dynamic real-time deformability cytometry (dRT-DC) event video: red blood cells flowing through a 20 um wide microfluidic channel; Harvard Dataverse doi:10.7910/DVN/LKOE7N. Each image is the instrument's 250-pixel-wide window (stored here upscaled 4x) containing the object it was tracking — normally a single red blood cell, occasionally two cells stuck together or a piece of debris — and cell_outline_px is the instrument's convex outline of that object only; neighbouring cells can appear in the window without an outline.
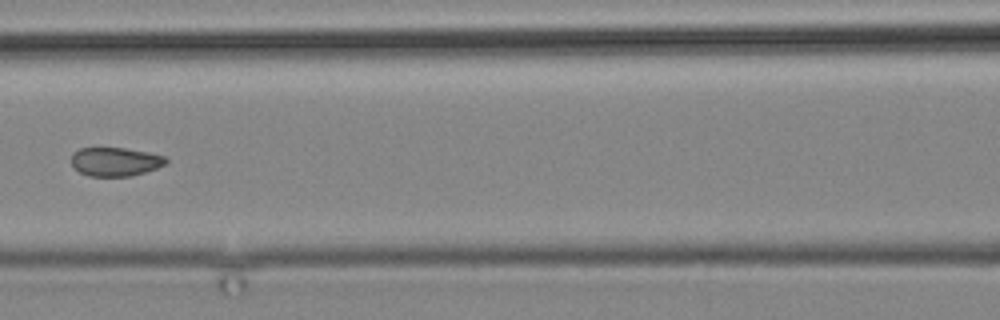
{"species": "common noctule bat (a hibernating species)", "species_latin": "Nyctalus noctula", "temperature_condition": "cold", "stored_images_in_passage": 19, "camera_frame_rate_fps": 3000, "um_per_image_px": 0.085, "animal": {"sex": "male", "body_mass_g": 19.2, "forearm_length_mm": 51.8}, "frame": {"image": 1, "passage_image": 16, "time_ms": 18.333, "image_size_px": [1000, 320], "cell_outline_px": [[168, 164], [132, 176], [88, 176], [80, 172], [72, 164], [72, 152], [80, 148], [124, 148], [148, 152], [164, 156], [168, 160]], "centroid_in_image_um": [9.81, 13.74], "position_along_channel_um": 156.8, "area_um2": 15.84}}
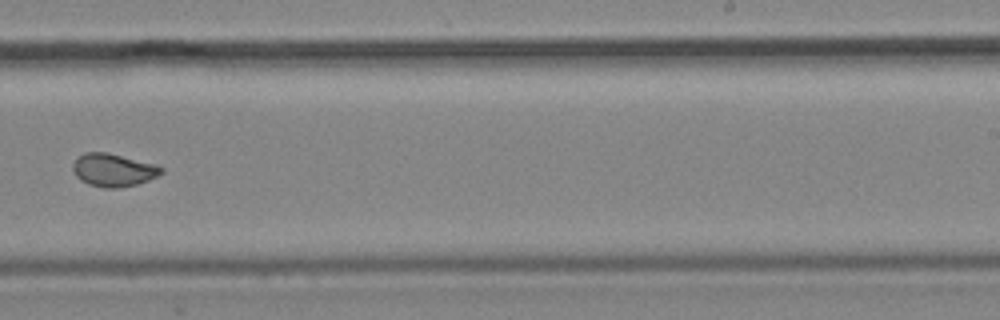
{"frame": {"image": 2, "passage_image": 19, "time_ms": 22.0, "image_size_px": [1000, 320], "cell_outline_px": [[164, 172], [148, 180], [136, 184], [120, 188], [104, 188], [88, 184], [80, 180], [76, 176], [72, 168], [72, 164], [84, 152], [108, 152], [156, 164], [164, 168]], "centroid_in_image_um": [9.64, 14.45], "position_along_channel_um": 279.4, "area_um2": 17.05}}